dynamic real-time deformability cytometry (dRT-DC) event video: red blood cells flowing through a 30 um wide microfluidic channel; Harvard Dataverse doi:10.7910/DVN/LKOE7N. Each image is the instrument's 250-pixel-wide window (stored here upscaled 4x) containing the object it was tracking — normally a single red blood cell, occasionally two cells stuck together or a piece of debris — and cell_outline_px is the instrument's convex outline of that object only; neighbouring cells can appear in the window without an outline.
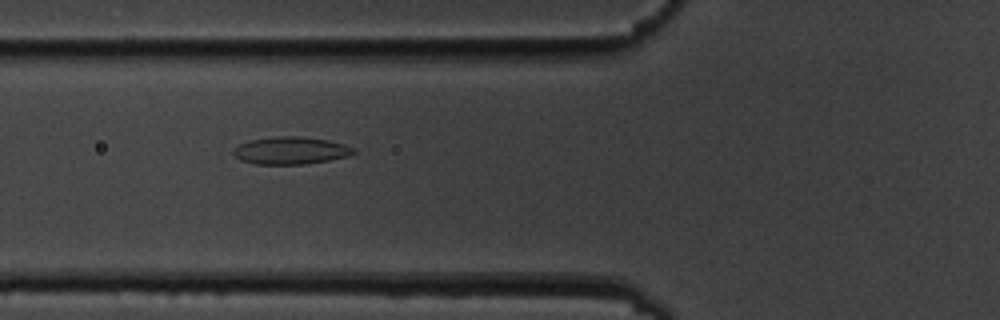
{"species": "common noctule bat (a hibernating species)", "species_latin": "Nyctalus noctula", "temperature_condition": "cold", "stored_images_in_passage": 14, "camera_frame_rate_fps": 3000, "um_per_image_px": 0.085, "animal": {"sex": "male", "body_mass_g": 19.5, "forearm_length_mm": 54.6}, "frame": {"image": 1, "passage_image": 5, "time_ms": 5.333, "image_size_px": [1000, 320], "cell_outline_px": [[356, 152], [348, 156], [328, 160], [304, 164], [256, 164], [240, 160], [232, 152], [240, 144], [248, 140], [276, 136], [296, 136], [328, 140], [344, 144], [356, 148]], "centroid_in_image_um": [24.72, 12.79], "position_along_channel_um": 101.1, "area_um2": 19.13}}
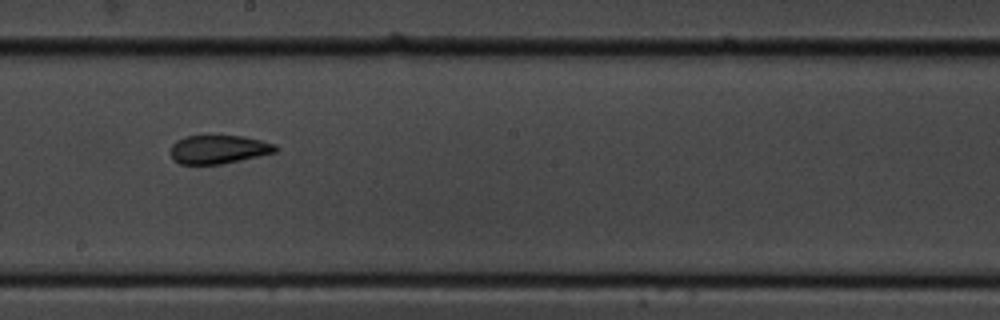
{"frame": {"image": 2, "passage_image": 8, "time_ms": 9.0, "image_size_px": [1000, 320], "cell_outline_px": [[280, 148], [276, 152], [240, 160], [220, 164], [180, 164], [172, 160], [168, 152], [172, 144], [176, 140], [184, 136], [244, 136], [276, 144]], "centroid_in_image_um": [18.54, 12.7], "position_along_channel_um": 229.7, "area_um2": 17.69}}
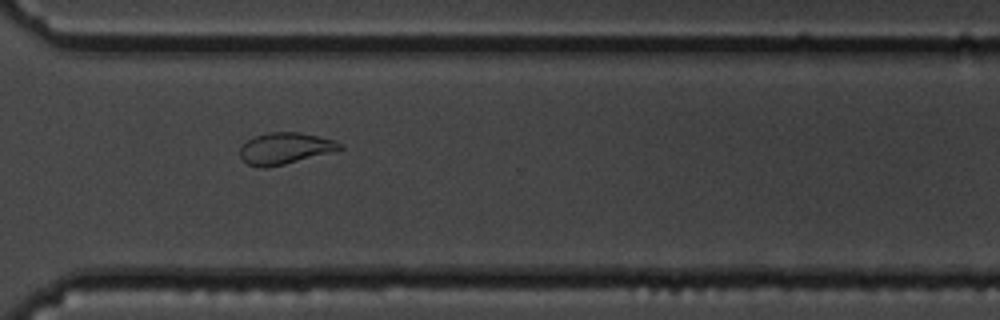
{"frame": {"image": 3, "passage_image": 11, "time_ms": 12.333, "image_size_px": [1000, 320], "cell_outline_px": [[344, 148], [284, 164], [268, 168], [260, 168], [248, 164], [240, 156], [240, 148], [248, 140], [256, 136], [268, 132], [300, 132], [336, 140], [344, 144]], "centroid_in_image_um": [24.24, 12.6], "position_along_channel_um": 346.4, "area_um2": 18.15}, "authors_computed_cell_mechanics": {"area_um2": 18.6983, "velocity_mm_per_s": 3.4916, "shape_relaxation_time_tau1_ms": null, "shape_relaxation_time_tau2_ms": 4.5422, "deformation_change_tau1": null, "deformation_change_tau2": 0.0769}}